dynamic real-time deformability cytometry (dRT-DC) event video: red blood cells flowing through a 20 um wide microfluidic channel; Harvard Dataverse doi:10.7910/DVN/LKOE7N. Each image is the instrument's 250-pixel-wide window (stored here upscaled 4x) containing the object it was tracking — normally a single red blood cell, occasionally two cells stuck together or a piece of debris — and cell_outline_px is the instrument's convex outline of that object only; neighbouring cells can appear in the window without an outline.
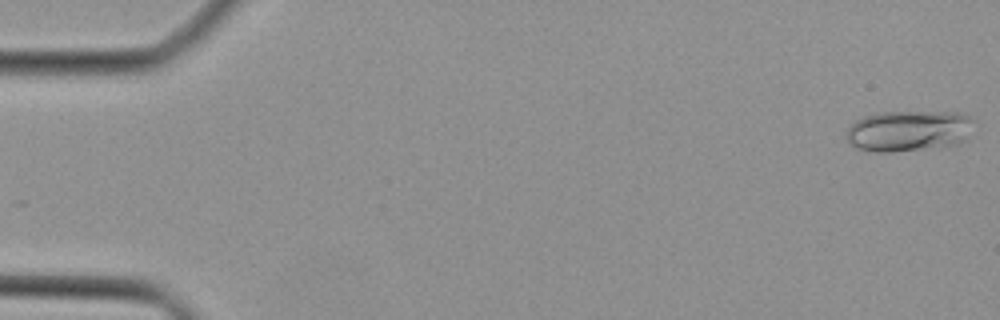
{"species": "Egyptian fruit bat (a non-hibernating species)", "species_latin": "Rousettus aegyptiacus", "temperature_condition": "cold", "stored_images_in_passage": 8, "camera_frame_rate_fps": 3000, "um_per_image_px": 0.085, "animal": {"sex": "female"}, "frame": {"image": 1, "passage_image": 1, "time_ms": 0.0, "image_size_px": [1000, 320], "cell_outline_px": [[972, 120], [964, 140], [956, 144], [944, 148], [892, 152], [876, 152], [856, 148], [848, 140], [848, 128], [856, 120], [864, 116], [880, 112], [956, 112], [968, 116]], "centroid_in_image_um": [77.21, 11.14], "position_along_channel_um": 7.8, "area_um2": 30.35}}